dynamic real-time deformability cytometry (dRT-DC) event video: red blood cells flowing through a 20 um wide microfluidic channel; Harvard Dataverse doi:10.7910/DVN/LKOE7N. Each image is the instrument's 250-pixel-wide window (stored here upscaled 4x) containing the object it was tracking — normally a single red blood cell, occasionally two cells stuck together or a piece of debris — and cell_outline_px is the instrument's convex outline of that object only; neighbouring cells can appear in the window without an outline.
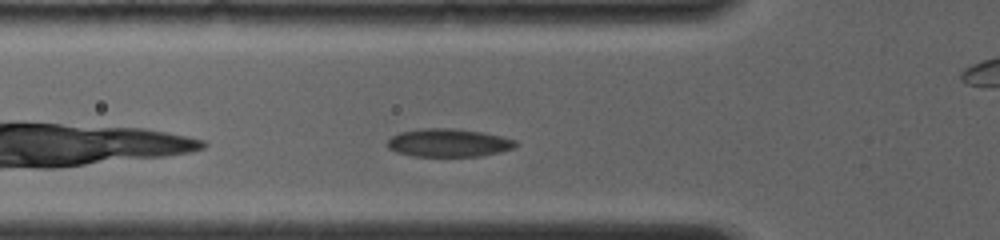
{"species": "common noctule bat (a hibernating species)", "species_latin": "Nyctalus noctula", "temperature_condition": "room temperature", "stored_images_in_passage": 24, "camera_frame_rate_fps": 4000, "um_per_image_px": 0.085, "animal": {"sex": "female", "body_mass_g": 19.0, "forearm_length_mm": 56.7}, "frame": {"image": 1, "passage_image": 5, "time_ms": 2.0, "image_size_px": [1000, 240], "cell_outline_px": [[520, 144], [512, 148], [500, 152], [480, 156], [412, 156], [396, 152], [388, 148], [388, 140], [392, 136], [400, 132], [420, 128], [452, 128], [484, 132], [516, 140]], "centroid_in_image_um": [38.13, 12.13], "position_along_channel_um": 87.7, "area_um2": 21.1}}
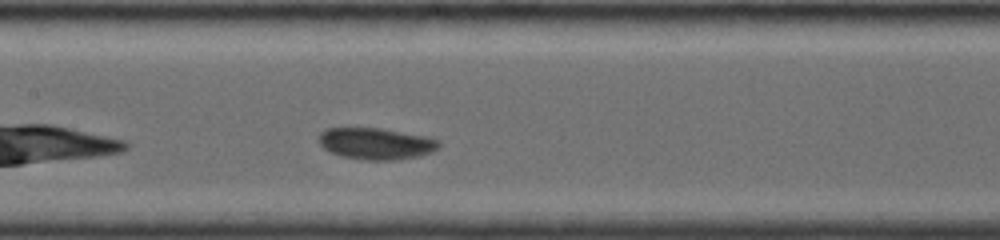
{"frame": {"image": 2, "passage_image": 10, "time_ms": 4.25, "image_size_px": [1000, 240], "cell_outline_px": [[440, 148], [432, 152], [416, 156], [392, 160], [368, 160], [340, 156], [328, 152], [320, 144], [316, 136], [320, 132], [328, 128], [380, 128], [424, 136], [440, 140]], "centroid_in_image_um": [31.92, 12.2], "position_along_channel_um": 175.5, "area_um2": 22.14}}
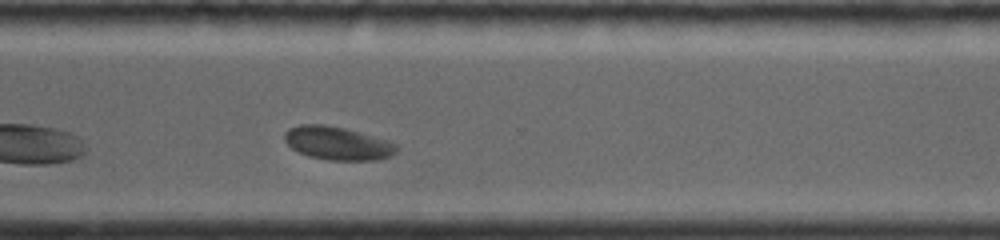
{"frame": {"image": 3, "passage_image": 19, "time_ms": 8.5, "image_size_px": [1000, 240], "cell_outline_px": [[396, 152], [392, 156], [376, 160], [328, 160], [308, 156], [292, 148], [284, 140], [284, 132], [288, 128], [300, 124], [324, 124], [344, 128], [388, 140], [396, 144]], "centroid_in_image_um": [28.67, 12.17], "position_along_channel_um": 341.9, "area_um2": 21.73}}